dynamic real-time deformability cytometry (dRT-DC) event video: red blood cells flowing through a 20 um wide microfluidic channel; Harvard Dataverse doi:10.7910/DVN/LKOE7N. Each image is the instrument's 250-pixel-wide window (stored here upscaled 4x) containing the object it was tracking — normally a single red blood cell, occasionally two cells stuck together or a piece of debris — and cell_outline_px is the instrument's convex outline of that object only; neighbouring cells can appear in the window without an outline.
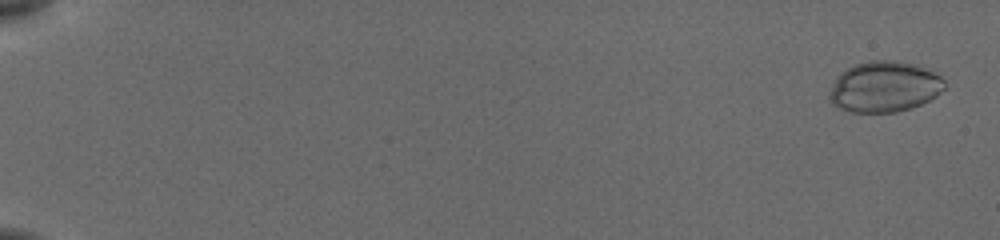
{"species": "common noctule bat (a hibernating species)", "species_latin": "Nyctalus noctula", "temperature_condition": "cold", "stored_images_in_passage": 71, "camera_frame_rate_fps": 3000, "um_per_image_px": 0.085, "animal": {"sex": "female", "body_mass_g": 19.5, "forearm_length_mm": 54.1}, "frame": {"image": 1, "passage_image": 2, "time_ms": 0.333, "image_size_px": [1000, 240], "cell_outline_px": [[944, 88], [936, 96], [912, 108], [896, 112], [852, 112], [840, 108], [832, 104], [828, 100], [828, 92], [836, 76], [840, 72], [856, 64], [868, 60], [900, 60], [912, 64], [932, 72], [940, 76], [944, 80]], "centroid_in_image_um": [75.12, 7.38], "position_along_channel_um": 9.9, "area_um2": 34.1}}
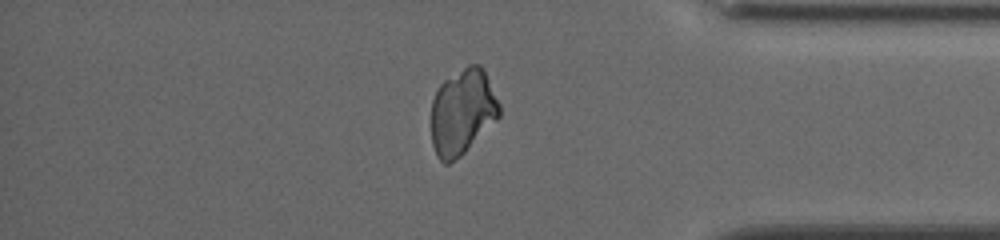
{"frame": {"image": 2, "passage_image": 66, "time_ms": 15.667, "image_size_px": [1000, 240], "cell_outline_px": [[500, 116], [460, 156], [448, 164], [444, 164], [436, 156], [432, 144], [432, 100], [440, 84], [444, 80], [468, 64], [480, 64], [484, 68], [500, 104]], "centroid_in_image_um": [39.31, 9.49], "position_along_channel_um": 395.9, "area_um2": 33.93}}